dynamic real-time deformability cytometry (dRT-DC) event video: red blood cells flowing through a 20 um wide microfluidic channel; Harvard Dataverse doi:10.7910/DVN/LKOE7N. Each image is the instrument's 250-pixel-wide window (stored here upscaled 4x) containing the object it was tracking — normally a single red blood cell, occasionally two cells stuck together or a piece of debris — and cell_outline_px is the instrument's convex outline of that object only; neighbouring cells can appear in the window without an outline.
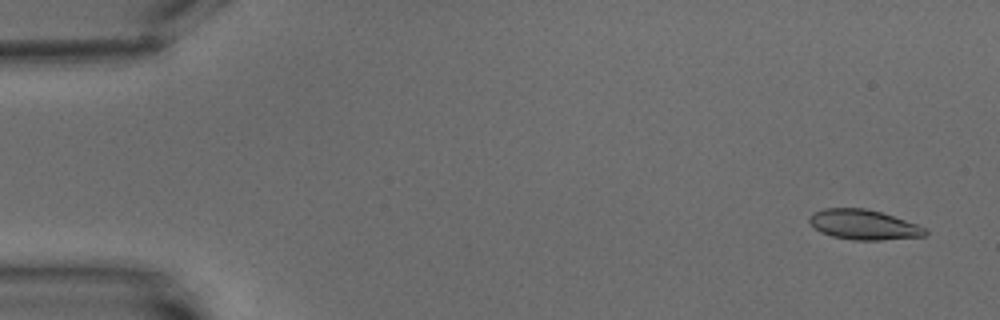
{"species": "common noctule bat (a hibernating species)", "species_latin": "Nyctalus noctula", "temperature_condition": "warm", "stored_images_in_passage": 5, "segment_of_instrument_passage": [2, 2], "camera_frame_rate_fps": 3000, "um_per_image_px": 0.085, "animal": {"sex": "male", "body_mass_g": 15.6}, "frame": {"image": 1, "passage_image": 5, "time_ms": 5.667, "image_size_px": [1000, 320], "cell_outline_px": [[928, 232], [924, 236], [880, 240], [852, 240], [832, 236], [820, 232], [812, 228], [808, 220], [808, 216], [812, 212], [824, 208], [864, 208], [880, 212], [928, 228]], "centroid_in_image_um": [73.35, 19.1], "position_along_channel_um": 11.7, "area_um2": 20.35}}